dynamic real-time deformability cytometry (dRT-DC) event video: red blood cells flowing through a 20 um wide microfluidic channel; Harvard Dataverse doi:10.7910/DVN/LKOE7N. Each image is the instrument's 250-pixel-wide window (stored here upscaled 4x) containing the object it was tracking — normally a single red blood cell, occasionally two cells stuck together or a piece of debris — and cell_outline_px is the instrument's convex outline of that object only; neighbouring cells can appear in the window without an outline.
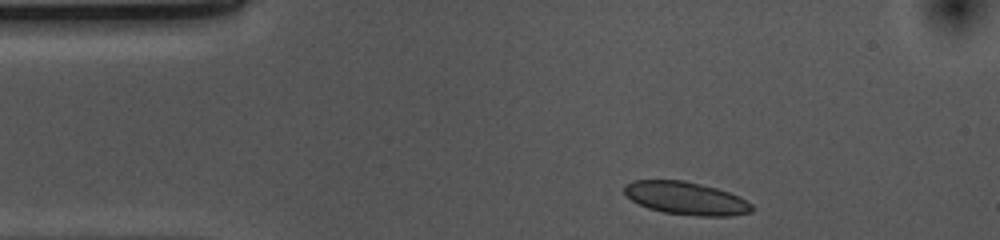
{"species": "common noctule bat (a hibernating species)", "species_latin": "Nyctalus noctula", "temperature_condition": "cold", "stored_images_in_passage": 36, "camera_frame_rate_fps": 3000, "um_per_image_px": 0.085, "animal": {"sex": "female", "body_mass_g": 10.0, "forearm_length_mm": 53.1}, "frame": {"image": 1, "passage_image": 2, "time_ms": 0.333, "image_size_px": [1000, 240], "cell_outline_px": [[756, 208], [752, 212], [732, 216], [696, 216], [664, 212], [648, 208], [632, 200], [624, 192], [624, 184], [632, 180], [684, 180], [716, 188], [740, 196], [752, 204]], "centroid_in_image_um": [58.35, 16.85], "position_along_channel_um": 26.7, "area_um2": 24.57}}
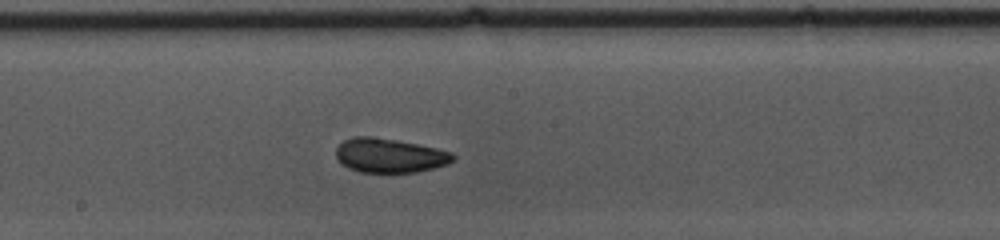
{"frame": {"image": 2, "passage_image": 21, "time_ms": 6.667, "image_size_px": [1000, 240], "cell_outline_px": [[456, 156], [448, 164], [416, 172], [360, 172], [348, 168], [336, 156], [336, 148], [344, 140], [356, 136], [372, 136], [396, 140], [436, 148], [452, 152]], "centroid_in_image_um": [33.12, 13.21], "position_along_channel_um": 215.1, "area_um2": 23.12}}
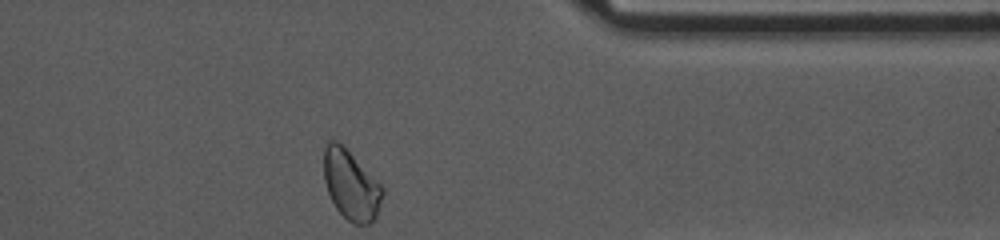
{"frame": {"image": 3, "passage_image": 36, "time_ms": 11.667, "image_size_px": [1000, 240], "cell_outline_px": [[384, 192], [376, 216], [368, 224], [352, 224], [336, 208], [328, 192], [324, 180], [324, 148], [328, 140], [336, 140], [384, 188]], "centroid_in_image_um": [29.82, 15.75], "position_along_channel_um": 381.6, "area_um2": 23.18}, "authors_computed_cell_mechanics": {"area_um2": 23.6402, "velocity_mm_per_s": 3.6644, "shape_relaxation_time_tau1_ms": 4.3929, "shape_relaxation_time_tau2_ms": 1.3131, "deformation_change_tau1": 0.1133, "deformation_change_tau2": 0.0653}}